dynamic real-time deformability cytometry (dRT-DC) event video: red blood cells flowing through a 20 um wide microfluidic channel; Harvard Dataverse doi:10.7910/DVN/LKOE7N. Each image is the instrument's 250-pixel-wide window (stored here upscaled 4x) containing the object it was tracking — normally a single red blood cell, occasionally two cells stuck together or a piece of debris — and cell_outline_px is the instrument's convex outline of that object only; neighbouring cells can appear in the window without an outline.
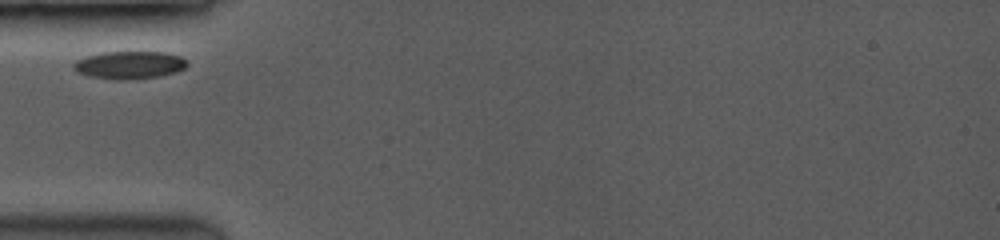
{"species": "common noctule bat (a hibernating species)", "species_latin": "Nyctalus noctula", "temperature_condition": "room temperature", "stored_images_in_passage": 17, "camera_frame_rate_fps": 3500, "um_per_image_px": 0.085, "animal": {"sex": "female", "body_mass_g": 19.0, "forearm_length_mm": 53.3}, "frame": {"image": 1, "passage_image": 1, "time_ms": 0.0, "image_size_px": [1000, 240], "cell_outline_px": [[188, 64], [184, 68], [176, 72], [160, 76], [128, 80], [116, 80], [88, 76], [76, 72], [72, 68], [72, 64], [76, 60], [100, 52], [164, 52], [180, 56], [188, 60]], "centroid_in_image_um": [10.99, 5.53], "position_along_channel_um": 74.0, "area_um2": 18.55}}
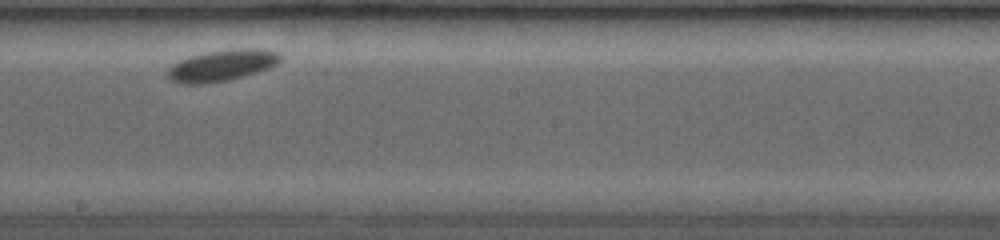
{"frame": {"image": 2, "passage_image": 8, "time_ms": 4.286, "image_size_px": [1000, 240], "cell_outline_px": [[280, 64], [272, 68], [244, 76], [228, 80], [200, 84], [184, 84], [172, 80], [164, 72], [172, 64], [188, 56], [208, 52], [236, 48], [256, 48], [280, 52]], "centroid_in_image_um": [18.89, 5.56], "position_along_channel_um": 229.3, "area_um2": 20.81}}
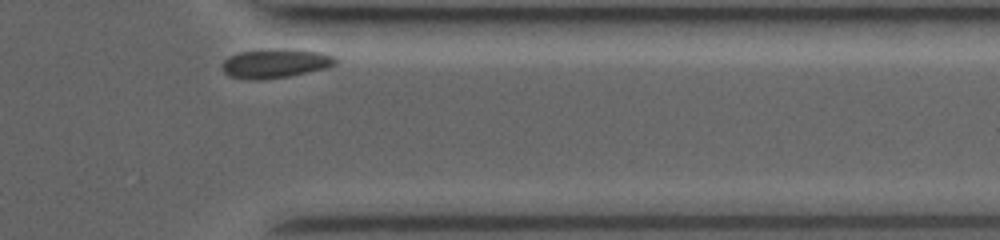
{"frame": {"image": 3, "passage_image": 16, "time_ms": 8.571, "image_size_px": [1000, 240], "cell_outline_px": [[336, 64], [324, 68], [288, 76], [232, 76], [224, 72], [224, 60], [240, 52], [320, 52], [336, 56]], "centroid_in_image_um": [23.5, 5.39], "position_along_channel_um": 387.9, "area_um2": 16.7}}